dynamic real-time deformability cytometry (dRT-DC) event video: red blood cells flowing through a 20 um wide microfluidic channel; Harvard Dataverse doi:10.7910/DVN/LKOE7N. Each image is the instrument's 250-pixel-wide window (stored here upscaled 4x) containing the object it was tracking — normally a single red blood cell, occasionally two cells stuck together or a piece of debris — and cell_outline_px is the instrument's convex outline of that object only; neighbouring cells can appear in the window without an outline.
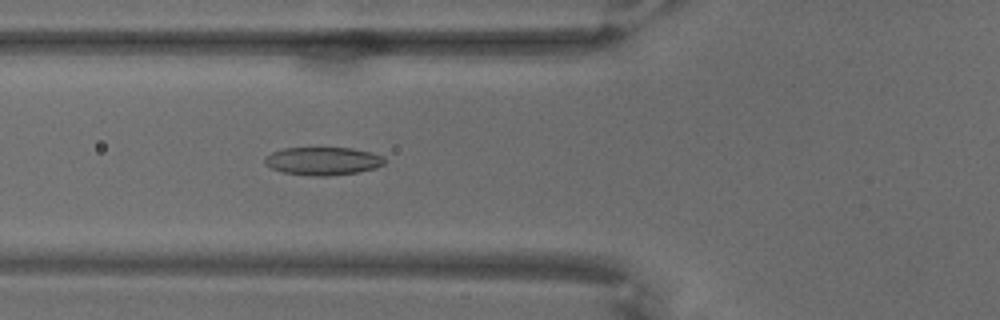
{"species": "common noctule bat (a hibernating species)", "species_latin": "Nyctalus noctula", "temperature_condition": "warm", "stored_images_in_passage": 68, "camera_frame_rate_fps": 3000, "um_per_image_px": 0.085, "animal": {"sex": "male", "body_mass_g": 18.8}, "frame": {"image": 1, "passage_image": 26, "time_ms": 8.333, "image_size_px": [1000, 320], "cell_outline_px": [[384, 164], [376, 168], [356, 172], [328, 176], [312, 176], [284, 172], [272, 168], [264, 164], [264, 156], [272, 152], [284, 148], [352, 148], [384, 156]], "centroid_in_image_um": [27.42, 13.69], "position_along_channel_um": 98.4, "area_um2": 19.48}}
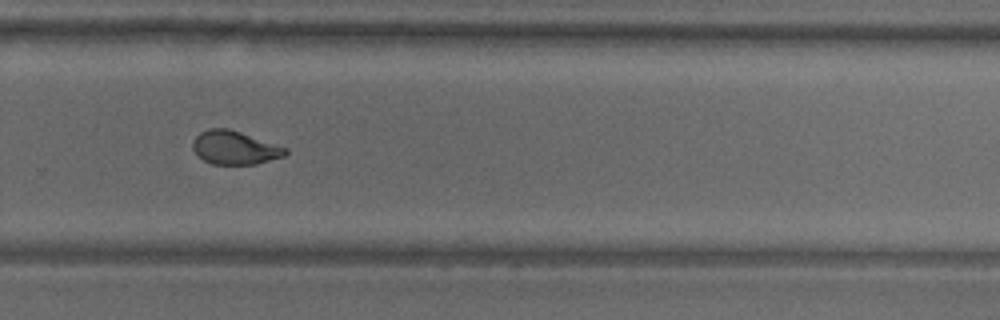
{"frame": {"image": 2, "passage_image": 47, "time_ms": 15.333, "image_size_px": [1000, 320], "cell_outline_px": [[288, 152], [284, 156], [256, 164], [212, 164], [204, 160], [192, 148], [192, 140], [200, 132], [208, 128], [228, 128], [288, 148]], "centroid_in_image_um": [19.94, 12.55], "position_along_channel_um": 309.9, "area_um2": 17.98}}
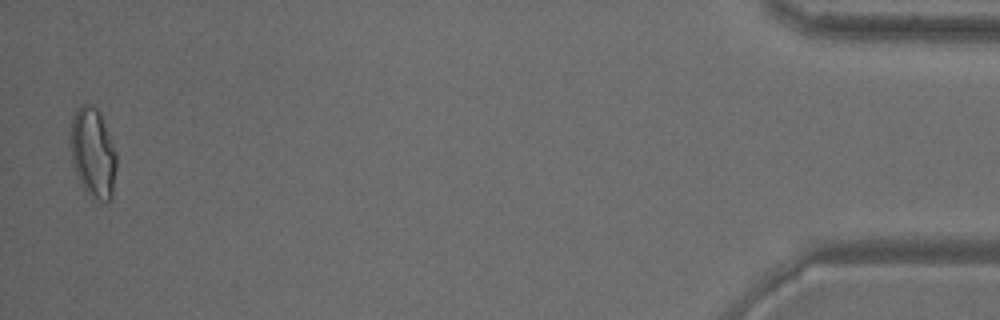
{"frame": {"image": 3, "passage_image": 67, "time_ms": 22.0, "image_size_px": [1000, 320], "cell_outline_px": [[116, 168], [112, 200], [100, 200], [88, 192], [80, 184], [72, 164], [72, 116], [80, 104], [88, 104], [96, 108], [100, 116], [116, 152]], "centroid_in_image_um": [7.91, 13.01], "position_along_channel_um": 427.3, "area_um2": 23.35}}